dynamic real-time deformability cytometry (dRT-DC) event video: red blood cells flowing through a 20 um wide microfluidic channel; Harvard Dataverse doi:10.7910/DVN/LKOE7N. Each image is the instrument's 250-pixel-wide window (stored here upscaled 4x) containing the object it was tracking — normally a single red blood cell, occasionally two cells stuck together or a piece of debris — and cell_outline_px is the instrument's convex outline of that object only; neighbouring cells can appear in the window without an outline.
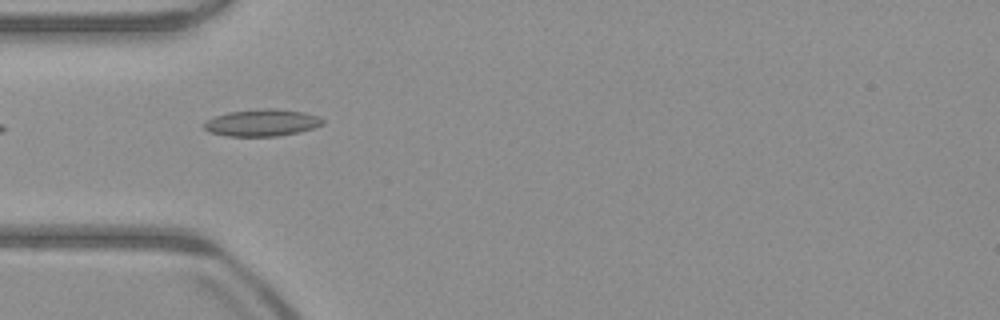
{"species": "common noctule bat (a hibernating species)", "species_latin": "Nyctalus noctula", "temperature_condition": "warm", "stored_images_in_passage": 3, "camera_frame_rate_fps": 3000, "um_per_image_px": 0.085, "animal": {"sex": "male", "body_mass_g": 23.1, "forearm_length_mm": 52.7}, "frame": {"image": 1, "passage_image": 1, "time_ms": 0.0, "image_size_px": [1000, 320], "cell_outline_px": [[324, 124], [300, 132], [276, 136], [228, 136], [208, 132], [204, 128], [204, 124], [208, 120], [216, 116], [228, 112], [260, 108], [276, 108], [304, 112], [320, 116], [324, 120]], "centroid_in_image_um": [22.3, 10.42], "position_along_channel_um": 62.7, "area_um2": 18.73}}